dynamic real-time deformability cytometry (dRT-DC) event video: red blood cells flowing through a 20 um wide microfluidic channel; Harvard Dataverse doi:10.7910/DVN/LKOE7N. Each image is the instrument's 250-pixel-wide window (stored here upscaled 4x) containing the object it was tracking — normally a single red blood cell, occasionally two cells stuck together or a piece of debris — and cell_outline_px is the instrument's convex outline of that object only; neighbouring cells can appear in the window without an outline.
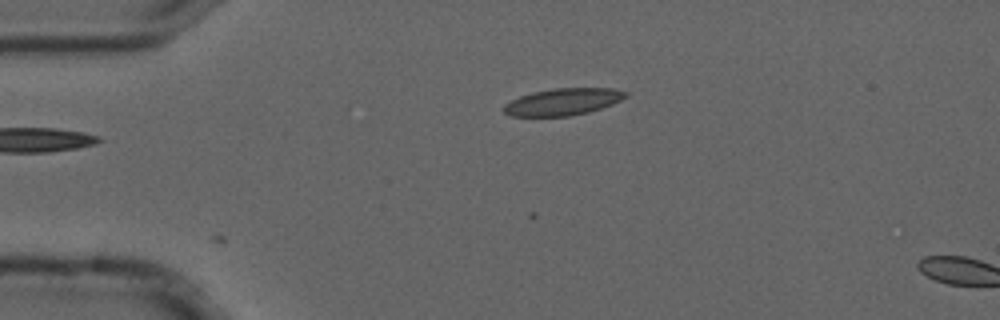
{"species": "common noctule bat (a hibernating species)", "species_latin": "Nyctalus noctula", "temperature_condition": "cold", "stored_images_in_passage": 5, "camera_frame_rate_fps": 3000, "um_per_image_px": 0.085, "animal": {"sex": "male", "forearm_length_mm": 52.5}, "frame": {"image": 1, "passage_image": 5, "time_ms": 1.333, "image_size_px": [1000, 320], "cell_outline_px": [[628, 96], [612, 104], [588, 112], [568, 116], [512, 116], [504, 112], [504, 104], [520, 96], [532, 92], [556, 88], [612, 88], [628, 92]], "centroid_in_image_um": [47.86, 8.65], "position_along_channel_um": 37.1, "area_um2": 18.96}}